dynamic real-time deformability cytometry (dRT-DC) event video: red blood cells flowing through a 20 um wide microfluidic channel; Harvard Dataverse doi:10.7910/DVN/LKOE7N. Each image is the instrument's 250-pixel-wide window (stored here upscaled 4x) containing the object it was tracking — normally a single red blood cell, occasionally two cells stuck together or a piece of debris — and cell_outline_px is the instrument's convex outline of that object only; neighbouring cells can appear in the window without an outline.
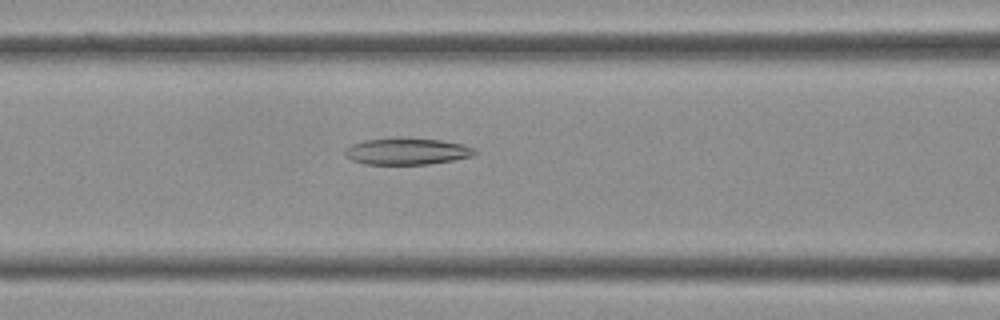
{"species": "Egyptian fruit bat (a non-hibernating species)", "species_latin": "Rousettus aegyptiacus", "temperature_condition": "cold", "stored_images_in_passage": 40, "camera_frame_rate_fps": 3000, "um_per_image_px": 0.085, "frame": {"image": 1, "passage_image": 16, "time_ms": 5.0, "image_size_px": [1000, 320], "cell_outline_px": [[476, 152], [472, 156], [452, 160], [428, 164], [364, 164], [352, 160], [344, 156], [344, 148], [352, 144], [364, 140], [440, 140], [464, 144], [476, 148]], "centroid_in_image_um": [34.58, 12.9], "position_along_channel_um": 132.0, "area_um2": 19.48}}
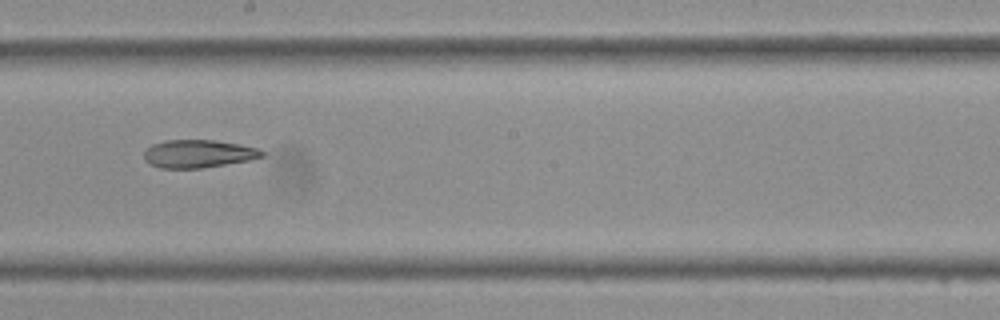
{"frame": {"image": 2, "passage_image": 22, "time_ms": 7.0, "image_size_px": [1000, 320], "cell_outline_px": [[264, 156], [248, 160], [200, 168], [160, 168], [148, 164], [144, 160], [144, 152], [152, 144], [164, 140], [216, 140], [240, 144], [256, 148], [264, 152]], "centroid_in_image_um": [16.81, 13.06], "position_along_channel_um": 231.4, "area_um2": 19.13}}
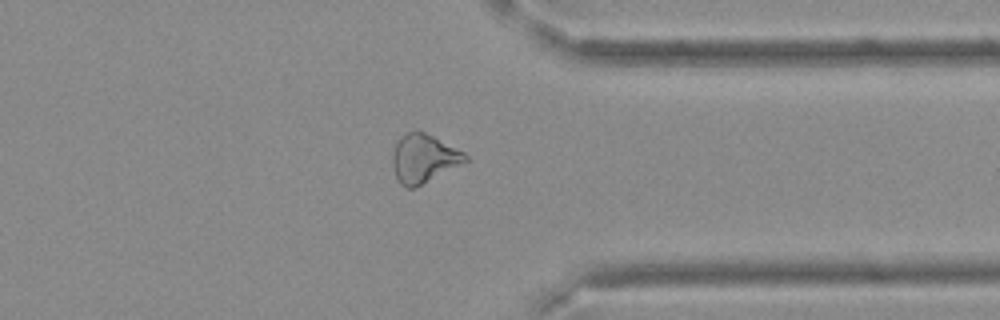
{"frame": {"image": 3, "passage_image": 31, "time_ms": 10.0, "image_size_px": [1000, 320], "cell_outline_px": [[468, 160], [412, 188], [408, 188], [400, 184], [396, 176], [392, 164], [392, 152], [400, 136], [416, 128], [464, 152], [468, 156]], "centroid_in_image_um": [35.96, 13.43], "position_along_channel_um": 375.4, "area_um2": 20.11}}